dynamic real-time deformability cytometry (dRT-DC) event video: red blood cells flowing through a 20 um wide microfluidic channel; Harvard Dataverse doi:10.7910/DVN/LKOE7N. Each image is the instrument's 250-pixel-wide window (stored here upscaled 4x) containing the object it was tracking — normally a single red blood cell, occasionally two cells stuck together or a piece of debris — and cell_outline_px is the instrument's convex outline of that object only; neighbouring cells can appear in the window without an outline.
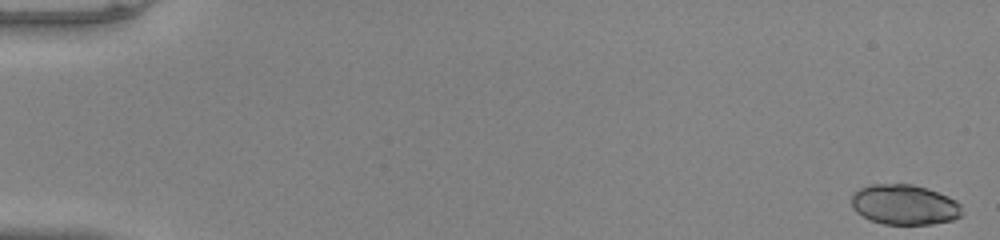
{"species": "common noctule bat (a hibernating species)", "species_latin": "Nyctalus noctula", "temperature_condition": "warm", "stored_images_in_passage": 21, "camera_frame_rate_fps": 3000, "um_per_image_px": 0.085, "animal": {"sex": "male", "body_mass_g": 20.0, "forearm_length_mm": 53.3}, "frame": {"image": 1, "passage_image": 1, "time_ms": 0.0, "image_size_px": [1000, 240], "cell_outline_px": [[960, 216], [952, 220], [932, 224], [884, 224], [872, 220], [856, 212], [852, 208], [852, 192], [860, 188], [872, 184], [912, 184], [928, 188], [948, 196], [956, 200], [960, 204]], "centroid_in_image_um": [76.86, 17.38], "position_along_channel_um": 8.1, "area_um2": 25.84}}
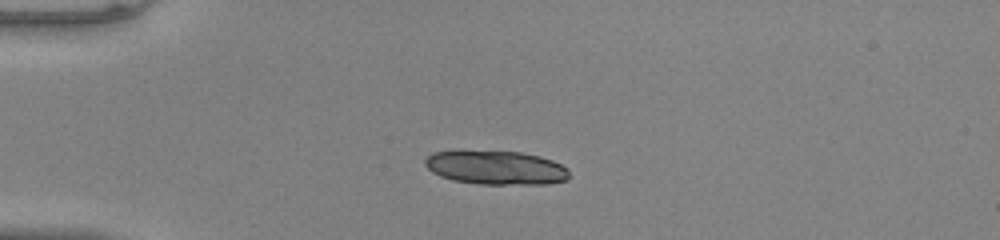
{"frame": {"image": 2, "passage_image": 14, "time_ms": 4.333, "image_size_px": [1000, 240], "cell_outline_px": [[568, 176], [564, 180], [548, 184], [476, 184], [452, 180], [440, 176], [432, 172], [424, 164], [424, 160], [432, 152], [460, 148], [520, 152], [540, 156], [552, 160], [568, 168]], "centroid_in_image_um": [42.06, 14.21], "position_along_channel_um": 42.9, "area_um2": 29.36}}